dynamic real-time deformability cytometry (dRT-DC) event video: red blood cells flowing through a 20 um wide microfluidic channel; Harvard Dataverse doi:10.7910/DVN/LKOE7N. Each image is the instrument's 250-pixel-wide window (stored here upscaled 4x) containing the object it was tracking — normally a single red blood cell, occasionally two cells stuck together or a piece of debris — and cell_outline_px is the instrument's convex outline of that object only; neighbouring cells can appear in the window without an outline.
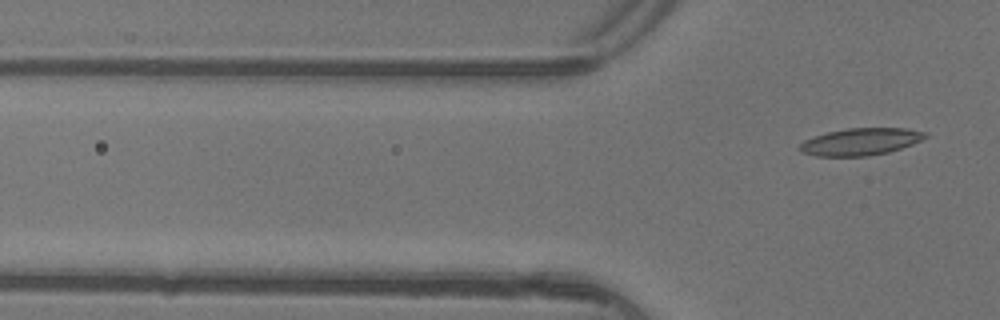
{"species": "common noctule bat (a hibernating species)", "species_latin": "Nyctalus noctula", "temperature_condition": "warm", "stored_images_in_passage": 6, "camera_frame_rate_fps": 3000, "um_per_image_px": 0.085, "animal": {"sex": "female"}, "frame": {"image": 1, "passage_image": 6, "time_ms": 1.667, "image_size_px": [1000, 320], "cell_outline_px": [[928, 136], [912, 144], [888, 152], [868, 156], [816, 156], [800, 152], [796, 148], [804, 140], [828, 132], [848, 128], [904, 128], [928, 132]], "centroid_in_image_um": [73.13, 12.05], "position_along_channel_um": 52.7, "area_um2": 19.83}}